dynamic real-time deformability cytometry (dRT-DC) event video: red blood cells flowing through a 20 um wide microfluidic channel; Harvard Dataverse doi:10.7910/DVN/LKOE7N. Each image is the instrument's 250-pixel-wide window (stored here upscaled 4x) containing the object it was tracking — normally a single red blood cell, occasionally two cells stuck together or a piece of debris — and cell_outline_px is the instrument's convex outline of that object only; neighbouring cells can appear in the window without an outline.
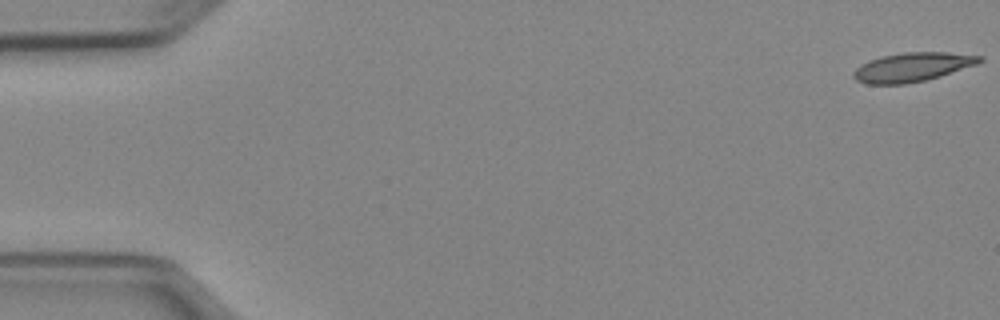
{"species": "Egyptian fruit bat (a non-hibernating species)", "species_latin": "Rousettus aegyptiacus", "temperature_condition": "cold", "stored_images_in_passage": 52, "camera_frame_rate_fps": 3000, "um_per_image_px": 0.085, "animal": {"sex": "female"}, "frame": {"image": 1, "passage_image": 1, "time_ms": 0.0, "image_size_px": [1000, 320], "cell_outline_px": [[984, 60], [976, 64], [940, 76], [924, 80], [904, 84], [868, 84], [856, 80], [852, 76], [852, 72], [860, 64], [868, 60], [880, 56], [904, 52], [944, 52], [984, 56]], "centroid_in_image_um": [77.51, 5.69], "position_along_channel_um": 7.5, "area_um2": 21.33}}
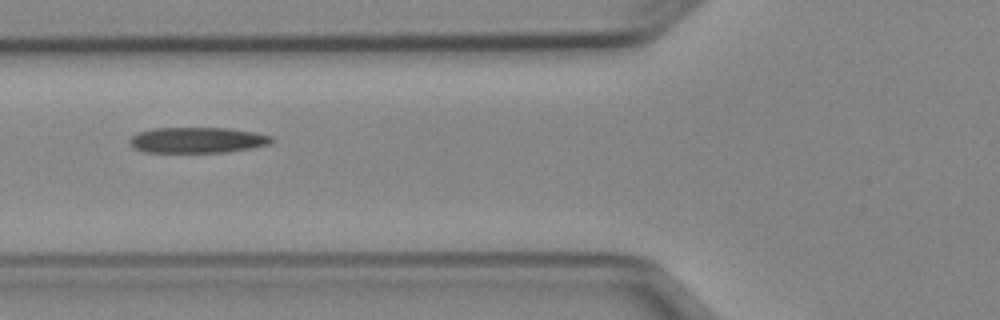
{"frame": {"image": 2, "passage_image": 20, "time_ms": 6.333, "image_size_px": [1000, 320], "cell_outline_px": [[276, 140], [272, 144], [252, 148], [228, 152], [144, 152], [132, 148], [128, 140], [136, 132], [152, 128], [228, 128], [256, 132], [272, 136]], "centroid_in_image_um": [16.79, 11.91], "position_along_channel_um": 109.0, "area_um2": 21.68}}
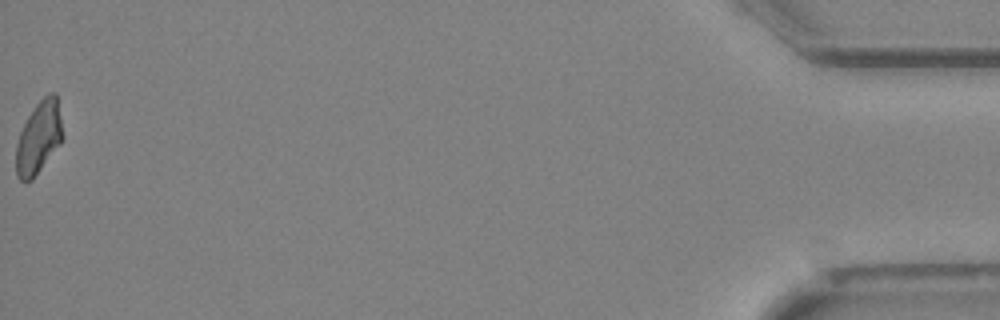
{"frame": {"image": 3, "passage_image": 52, "time_ms": 17.0, "image_size_px": [1000, 320], "cell_outline_px": [[64, 136], [60, 144], [32, 180], [20, 180], [16, 176], [16, 144], [20, 132], [28, 116], [36, 104], [48, 92], [56, 92]], "centroid_in_image_um": [3.31, 11.67], "position_along_channel_um": 431.9, "area_um2": 19.65}, "authors_computed_cell_mechanics": {"area_um2": 21.2704, "velocity_mm_per_s": 3.9559, "shape_relaxation_time_tau1_ms": null, "shape_relaxation_time_tau2_ms": 7.5867, "deformation_change_tau1": null, "deformation_change_tau2": 0.1749}}